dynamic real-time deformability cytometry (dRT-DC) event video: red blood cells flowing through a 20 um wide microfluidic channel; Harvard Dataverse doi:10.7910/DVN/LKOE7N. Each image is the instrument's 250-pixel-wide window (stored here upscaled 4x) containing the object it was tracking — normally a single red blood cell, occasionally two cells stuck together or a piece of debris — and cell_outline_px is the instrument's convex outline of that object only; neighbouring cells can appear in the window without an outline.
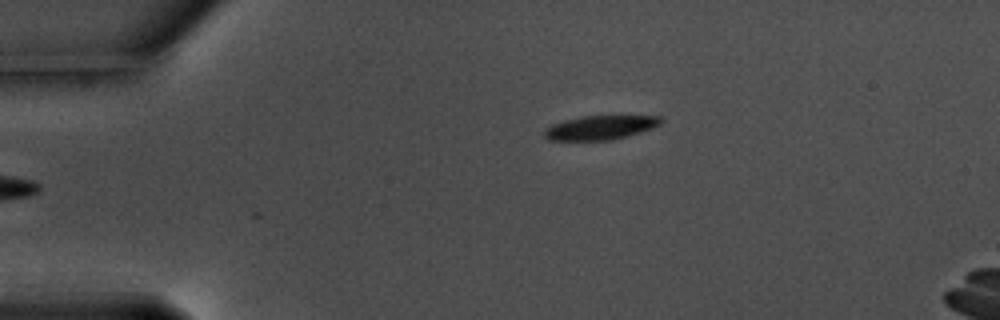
{"species": "common noctule bat (a hibernating species)", "species_latin": "Nyctalus noctula", "temperature_condition": "warm", "stored_images_in_passage": 7, "camera_frame_rate_fps": 3000, "um_per_image_px": 0.085, "animal": {"sex": "male", "body_mass_g": 17.5, "forearm_length_mm": 52.3}, "frame": {"image": 1, "passage_image": 1, "time_ms": 0.0, "image_size_px": [1000, 320], "cell_outline_px": [[664, 120], [660, 124], [652, 128], [628, 136], [612, 140], [548, 140], [544, 136], [544, 132], [552, 124], [564, 120], [580, 116], [660, 116]], "centroid_in_image_um": [51.04, 10.84], "position_along_channel_um": 34.0, "area_um2": 16.3}}